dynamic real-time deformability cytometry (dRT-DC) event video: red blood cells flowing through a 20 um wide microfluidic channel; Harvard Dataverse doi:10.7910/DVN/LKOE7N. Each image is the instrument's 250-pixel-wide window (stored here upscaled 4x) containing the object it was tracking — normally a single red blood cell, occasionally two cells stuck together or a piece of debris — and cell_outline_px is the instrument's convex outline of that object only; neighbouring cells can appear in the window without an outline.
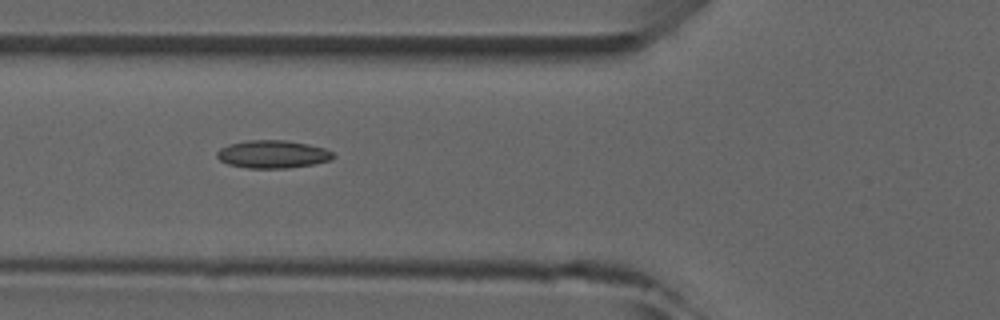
{"species": "common noctule bat (a hibernating species)", "species_latin": "Nyctalus noctula", "temperature_condition": "room temperature", "stored_images_in_passage": 5, "camera_frame_rate_fps": 3000, "um_per_image_px": 0.085, "animal": {"sex": "male", "forearm_length_mm": 52.5}, "frame": {"image": 1, "passage_image": 4, "time_ms": 4.333, "image_size_px": [1000, 320], "cell_outline_px": [[332, 160], [312, 164], [288, 168], [248, 168], [228, 164], [220, 160], [216, 156], [216, 152], [220, 148], [228, 144], [248, 140], [284, 140], [308, 144], [324, 148], [332, 152]], "centroid_in_image_um": [23.14, 13.1], "position_along_channel_um": 102.7, "area_um2": 18.79}}
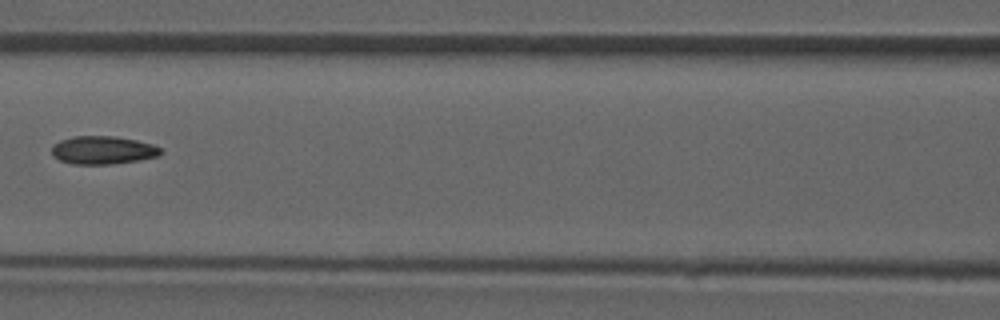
{"frame": {"image": 2, "passage_image": 5, "time_ms": 5.667, "image_size_px": [1000, 320], "cell_outline_px": [[164, 152], [156, 156], [136, 160], [112, 164], [72, 164], [60, 160], [52, 156], [52, 144], [60, 140], [72, 136], [116, 136], [136, 140], [152, 144], [160, 148]], "centroid_in_image_um": [8.7, 12.75], "position_along_channel_um": 157.9, "area_um2": 17.86}}